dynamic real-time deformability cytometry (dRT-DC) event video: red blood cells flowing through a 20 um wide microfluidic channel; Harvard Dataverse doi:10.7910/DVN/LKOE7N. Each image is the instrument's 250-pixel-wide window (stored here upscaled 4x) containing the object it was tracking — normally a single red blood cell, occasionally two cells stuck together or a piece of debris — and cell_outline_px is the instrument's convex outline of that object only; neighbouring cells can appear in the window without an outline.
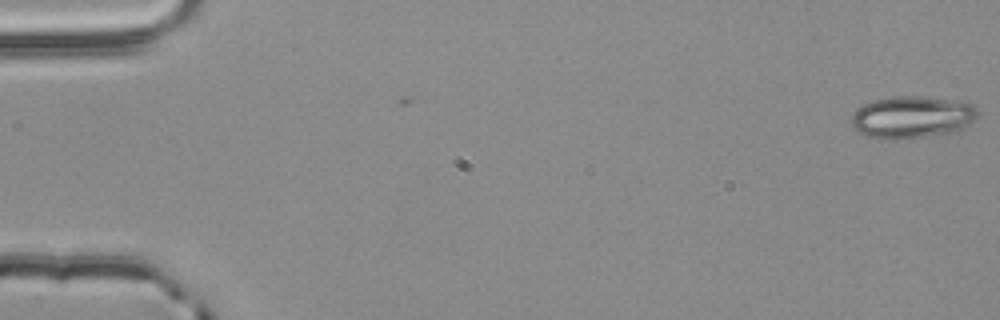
{"species": "common noctule bat (a hibernating species)", "species_latin": "Nyctalus noctula", "temperature_condition": "room temperature", "stored_images_in_passage": 2, "camera_frame_rate_fps": 3000, "um_per_image_px": 0.085, "animal": {"sex": "male", "body_mass_g": 20.4}, "frame": {"image": 1, "passage_image": 2, "time_ms": 0.333, "image_size_px": [1000, 320], "cell_outline_px": [[980, 112], [964, 128], [952, 132], [924, 136], [888, 140], [880, 140], [868, 136], [852, 128], [852, 112], [864, 104], [876, 100], [896, 96], [920, 96], [956, 100], [972, 104]], "centroid_in_image_um": [77.5, 9.95], "position_along_channel_um": 7.5, "area_um2": 30.92}}